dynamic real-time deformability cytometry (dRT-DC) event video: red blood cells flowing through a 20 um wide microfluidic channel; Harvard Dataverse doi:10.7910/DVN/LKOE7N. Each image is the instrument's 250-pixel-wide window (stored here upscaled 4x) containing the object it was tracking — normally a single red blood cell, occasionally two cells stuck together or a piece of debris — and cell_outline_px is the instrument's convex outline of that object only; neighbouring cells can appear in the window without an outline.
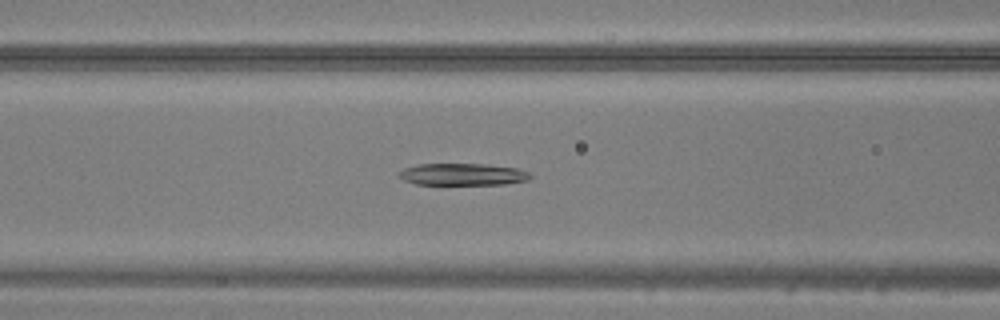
{"species": "common noctule bat (a hibernating species)", "species_latin": "Nyctalus noctula", "temperature_condition": "warm", "stored_images_in_passage": 41, "camera_frame_rate_fps": 3000, "um_per_image_px": 0.085, "animal": {"sex": "male", "body_mass_g": 20.5, "forearm_length_mm": 52.5}, "frame": {"image": 1, "passage_image": 13, "time_ms": 4.0, "image_size_px": [1000, 320], "cell_outline_px": [[532, 176], [528, 180], [504, 184], [416, 184], [404, 180], [396, 176], [396, 172], [404, 168], [416, 164], [484, 164], [516, 168], [528, 172]], "centroid_in_image_um": [39.26, 14.81], "position_along_channel_um": 127.3, "area_um2": 16.82}}
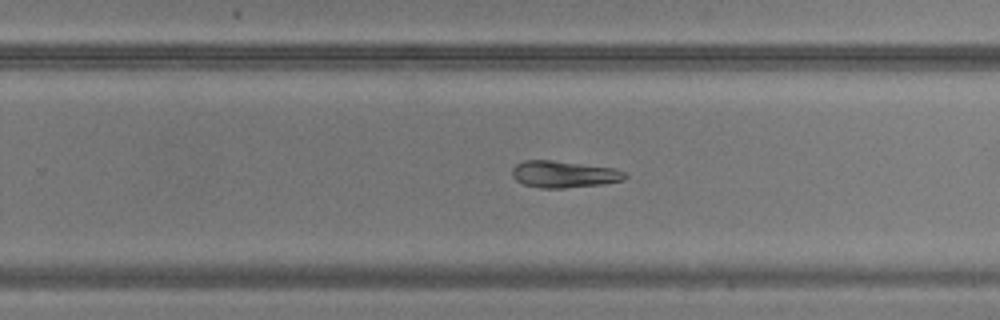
{"frame": {"image": 2, "passage_image": 24, "time_ms": 7.667, "image_size_px": [1000, 320], "cell_outline_px": [[628, 176], [624, 180], [604, 184], [564, 188], [540, 188], [524, 184], [516, 180], [512, 176], [512, 168], [516, 164], [524, 160], [552, 160], [616, 168], [624, 172]], "centroid_in_image_um": [47.94, 14.81], "position_along_channel_um": 281.9, "area_um2": 17.74}}
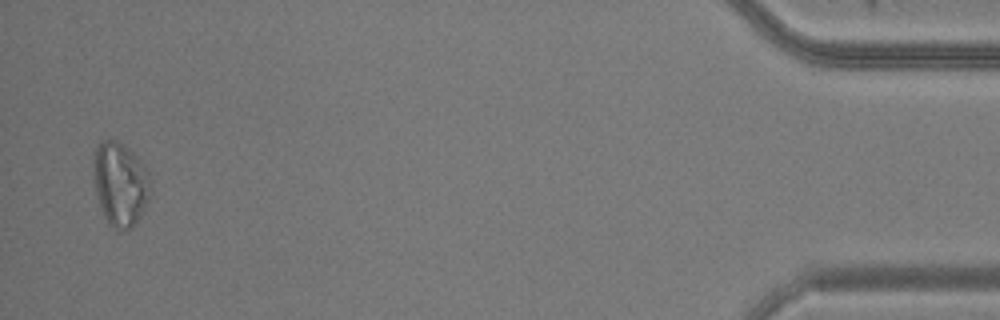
{"frame": {"image": 3, "passage_image": 40, "time_ms": 13.0, "image_size_px": [1000, 320], "cell_outline_px": [[152, 196], [144, 212], [132, 228], [120, 232], [116, 232], [108, 224], [104, 216], [92, 180], [92, 160], [96, 144], [100, 140], [116, 140], [124, 144], [148, 168], [152, 180]], "centroid_in_image_um": [10.24, 15.66], "position_along_channel_um": 425.0, "area_um2": 29.25}}